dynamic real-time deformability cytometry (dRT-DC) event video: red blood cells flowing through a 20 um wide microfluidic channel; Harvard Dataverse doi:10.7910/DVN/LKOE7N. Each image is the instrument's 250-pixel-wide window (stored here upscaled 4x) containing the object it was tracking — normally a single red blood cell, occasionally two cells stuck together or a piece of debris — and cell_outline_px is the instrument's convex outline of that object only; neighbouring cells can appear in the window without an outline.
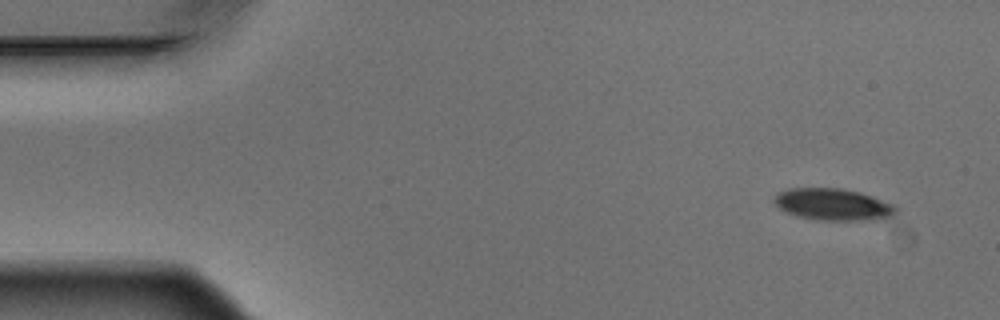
{"species": "Egyptian fruit bat (a non-hibernating species)", "species_latin": "Rousettus aegyptiacus", "temperature_condition": "warm", "stored_images_in_passage": 5, "camera_frame_rate_fps": 3000, "um_per_image_px": 0.085, "animal": {"sex": "male"}, "frame": {"image": 1, "passage_image": 1, "time_ms": 0.0, "image_size_px": [1000, 320], "cell_outline_px": [[900, 208], [896, 216], [860, 220], [824, 220], [796, 216], [780, 208], [772, 200], [776, 192], [788, 188], [840, 188], [860, 192], [872, 196], [892, 204]], "centroid_in_image_um": [70.81, 17.36], "position_along_channel_um": 14.2, "area_um2": 22.6}}
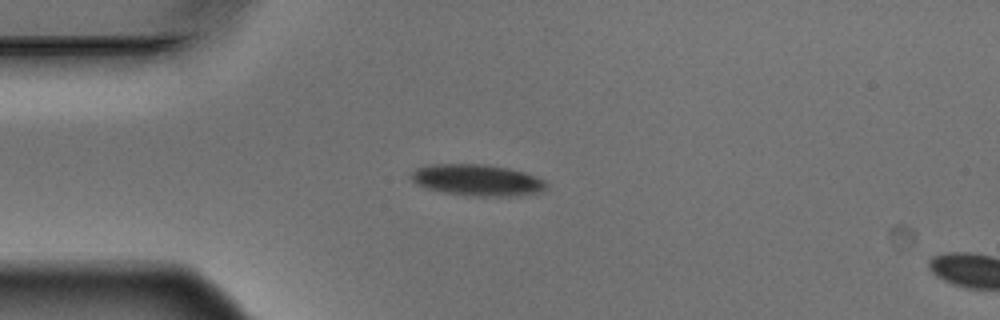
{"frame": {"image": 2, "passage_image": 4, "time_ms": 1.0, "image_size_px": [1000, 320], "cell_outline_px": [[548, 188], [544, 192], [512, 196], [476, 196], [444, 192], [428, 188], [416, 184], [408, 176], [416, 168], [432, 164], [484, 164], [508, 168], [524, 172], [536, 176], [544, 180], [548, 184]], "centroid_in_image_um": [40.6, 15.31], "position_along_channel_um": 44.4, "area_um2": 24.85}}